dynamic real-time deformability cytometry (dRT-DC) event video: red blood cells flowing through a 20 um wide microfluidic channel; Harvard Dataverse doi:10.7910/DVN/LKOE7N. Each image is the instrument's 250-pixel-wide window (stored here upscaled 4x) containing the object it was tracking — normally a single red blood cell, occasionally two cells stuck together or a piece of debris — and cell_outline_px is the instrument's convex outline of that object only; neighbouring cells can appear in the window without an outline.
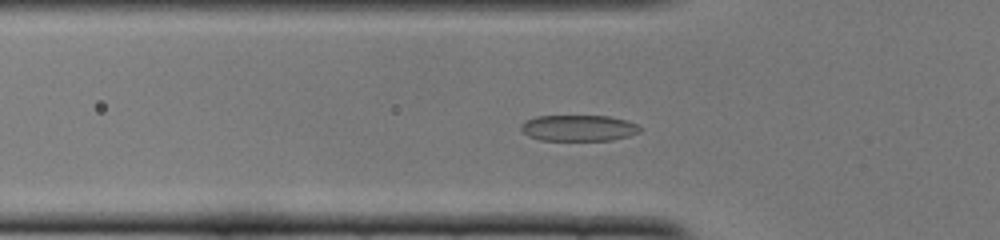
{"species": "common noctule bat (a hibernating species)", "species_latin": "Nyctalus noctula", "temperature_condition": "cold", "stored_images_in_passage": 49, "camera_frame_rate_fps": 3000, "um_per_image_px": 0.085, "animal": {"sex": "female", "body_mass_g": 22.0, "forearm_length_mm": 56.7}, "frame": {"image": 1, "passage_image": 14, "time_ms": 4.333, "image_size_px": [1000, 240], "cell_outline_px": [[640, 132], [628, 136], [612, 140], [540, 140], [528, 136], [520, 128], [520, 124], [536, 116], [608, 116], [628, 120], [636, 124], [640, 128]], "centroid_in_image_um": [49.18, 10.88], "position_along_channel_um": 76.6, "area_um2": 18.03}}
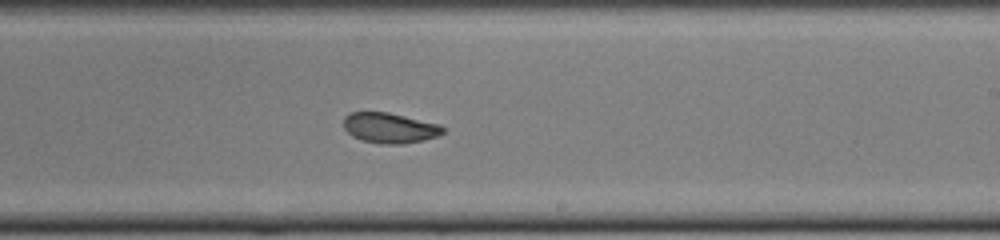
{"frame": {"image": 2, "passage_image": 28, "time_ms": 9.0, "image_size_px": [1000, 240], "cell_outline_px": [[444, 132], [436, 136], [424, 140], [400, 144], [380, 144], [360, 140], [352, 136], [344, 128], [344, 116], [352, 112], [388, 112], [440, 124], [444, 128]], "centroid_in_image_um": [33.11, 10.87], "position_along_channel_um": 255.9, "area_um2": 17.57}}
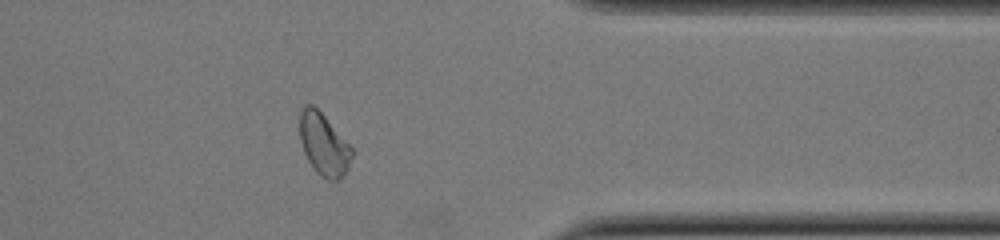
{"frame": {"image": 3, "passage_image": 39, "time_ms": 12.667, "image_size_px": [1000, 240], "cell_outline_px": [[352, 156], [348, 168], [340, 180], [328, 180], [320, 176], [316, 172], [308, 160], [304, 152], [300, 140], [300, 112], [304, 104], [312, 104], [324, 116], [352, 148]], "centroid_in_image_um": [27.5, 12.29], "position_along_channel_um": 383.9, "area_um2": 18.61}, "authors_computed_cell_mechanics": {"area_um2": 18.2648, "velocity_mm_per_s": 3.8461, "shape_relaxation_time_tau1_ms": 4.5854, "shape_relaxation_time_tau2_ms": 2.0071, "deformation_change_tau1": 0.146, "deformation_change_tau2": 0.0766}}